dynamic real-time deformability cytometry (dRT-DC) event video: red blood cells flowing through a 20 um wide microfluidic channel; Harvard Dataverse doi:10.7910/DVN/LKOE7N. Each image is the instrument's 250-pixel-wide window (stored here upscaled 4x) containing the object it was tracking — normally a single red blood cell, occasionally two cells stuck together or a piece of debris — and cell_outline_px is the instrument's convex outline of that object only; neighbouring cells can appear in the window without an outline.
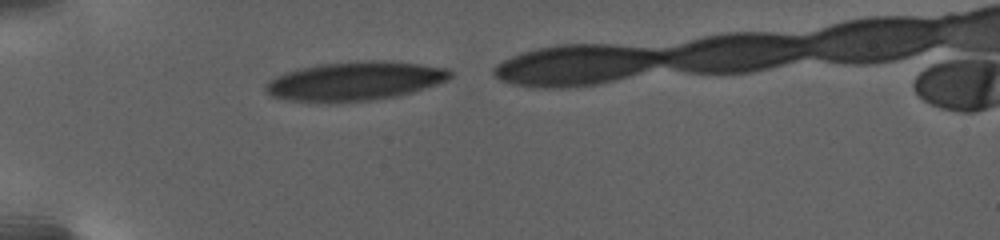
{"species": "human", "species_latin": "Homo sapiens", "temperature_condition": "warm", "stored_images_in_passage": 15, "camera_frame_rate_fps": 3000, "um_per_image_px": 0.085, "donor": {"sex": "female"}, "frame": {"image": 1, "passage_image": 1, "time_ms": 0.0, "image_size_px": [1000, 240], "cell_outline_px": [[452, 76], [448, 80], [400, 96], [368, 100], [288, 100], [272, 96], [264, 88], [264, 84], [276, 76], [300, 68], [316, 64], [360, 60], [384, 60], [420, 64], [448, 68], [452, 72]], "centroid_in_image_um": [30.22, 6.85], "position_along_channel_um": 54.8, "area_um2": 41.21}}
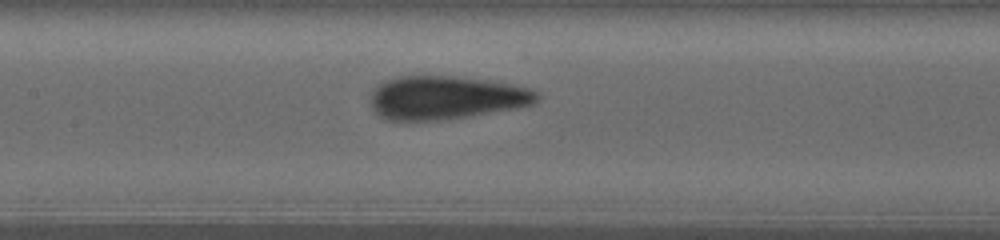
{"frame": {"image": 2, "passage_image": 6, "time_ms": 5.0, "image_size_px": [1000, 240], "cell_outline_px": [[540, 96], [532, 104], [516, 108], [464, 116], [436, 120], [384, 120], [372, 108], [372, 88], [376, 84], [392, 76], [456, 76], [504, 80], [540, 92]], "centroid_in_image_um": [37.92, 8.25], "position_along_channel_um": 169.5, "area_um2": 42.66}}
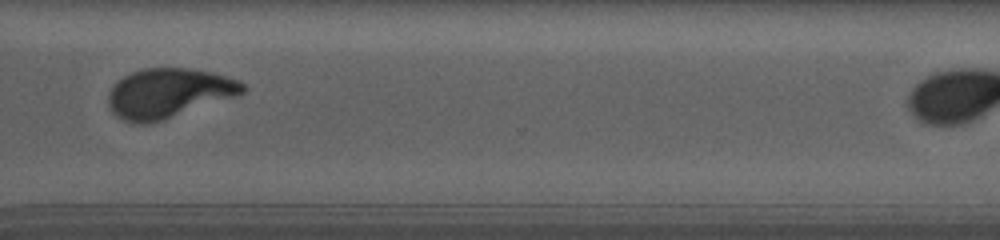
{"frame": {"image": 3, "passage_image": 13, "time_ms": 12.0, "image_size_px": [1000, 240], "cell_outline_px": [[244, 92], [164, 120], [148, 124], [136, 124], [124, 120], [116, 116], [112, 112], [108, 104], [108, 92], [124, 76], [132, 72], [144, 68], [184, 68], [212, 72], [236, 80], [244, 84]], "centroid_in_image_um": [14.26, 7.93], "position_along_channel_um": 356.3, "area_um2": 38.15}}